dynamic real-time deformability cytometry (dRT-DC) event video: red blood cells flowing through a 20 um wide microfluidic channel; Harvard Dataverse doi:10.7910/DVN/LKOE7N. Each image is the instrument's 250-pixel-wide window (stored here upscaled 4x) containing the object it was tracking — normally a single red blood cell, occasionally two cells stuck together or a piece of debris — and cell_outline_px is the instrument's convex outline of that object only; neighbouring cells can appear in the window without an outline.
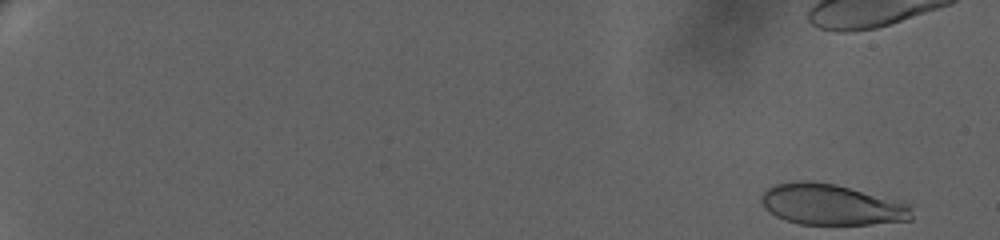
{"species": "human", "species_latin": "Homo sapiens", "temperature_condition": "warm", "stored_images_in_passage": 22, "camera_frame_rate_fps": 3000, "um_per_image_px": 0.085, "donor": {"sex": "female"}, "frame": {"image": 1, "passage_image": 1, "time_ms": 0.0, "image_size_px": [1000, 240], "cell_outline_px": [[912, 220], [872, 224], [800, 224], [784, 220], [768, 212], [764, 208], [760, 200], [760, 196], [768, 188], [776, 184], [796, 180], [812, 180], [836, 184], [904, 200], [912, 204]], "centroid_in_image_um": [70.73, 17.37], "position_along_channel_um": 14.3, "area_um2": 36.76}}
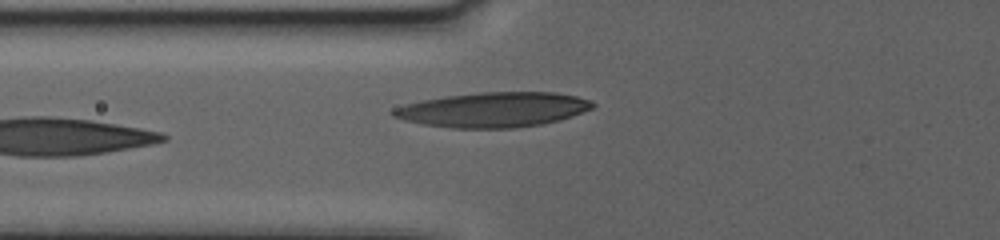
{"frame": {"image": 2, "passage_image": 22, "time_ms": 9.667, "image_size_px": [1000, 240], "cell_outline_px": [[596, 104], [592, 108], [572, 116], [560, 120], [540, 124], [516, 128], [452, 128], [424, 124], [404, 120], [392, 116], [388, 112], [404, 104], [444, 96], [480, 92], [556, 92], [576, 96], [592, 100]], "centroid_in_image_um": [41.94, 9.32], "position_along_channel_um": 83.9, "area_um2": 40.58}}